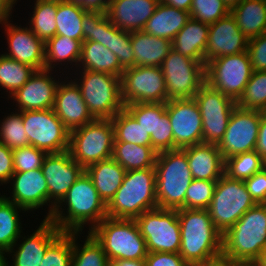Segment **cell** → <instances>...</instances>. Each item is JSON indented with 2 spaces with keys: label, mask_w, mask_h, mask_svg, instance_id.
I'll use <instances>...</instances> for the list:
<instances>
[{
  "label": "cell",
  "mask_w": 266,
  "mask_h": 266,
  "mask_svg": "<svg viewBox=\"0 0 266 266\" xmlns=\"http://www.w3.org/2000/svg\"><path fill=\"white\" fill-rule=\"evenodd\" d=\"M181 244L179 254L189 265L204 264L222 256V233L207 209L177 210Z\"/></svg>",
  "instance_id": "6da1fadb"
},
{
  "label": "cell",
  "mask_w": 266,
  "mask_h": 266,
  "mask_svg": "<svg viewBox=\"0 0 266 266\" xmlns=\"http://www.w3.org/2000/svg\"><path fill=\"white\" fill-rule=\"evenodd\" d=\"M67 205V215L56 206L49 218L62 232H82L90 221L91 229L107 217V204L99 196L91 178L84 171L60 201ZM60 209V210H59ZM87 222V223H86ZM83 225V226H82Z\"/></svg>",
  "instance_id": "7a4b0ae2"
},
{
  "label": "cell",
  "mask_w": 266,
  "mask_h": 266,
  "mask_svg": "<svg viewBox=\"0 0 266 266\" xmlns=\"http://www.w3.org/2000/svg\"><path fill=\"white\" fill-rule=\"evenodd\" d=\"M158 208L156 169L126 171L122 185L107 203V216L135 220L145 211Z\"/></svg>",
  "instance_id": "3957f363"
},
{
  "label": "cell",
  "mask_w": 266,
  "mask_h": 266,
  "mask_svg": "<svg viewBox=\"0 0 266 266\" xmlns=\"http://www.w3.org/2000/svg\"><path fill=\"white\" fill-rule=\"evenodd\" d=\"M266 250V204H255L224 234L222 256L233 261H256Z\"/></svg>",
  "instance_id": "277c9868"
},
{
  "label": "cell",
  "mask_w": 266,
  "mask_h": 266,
  "mask_svg": "<svg viewBox=\"0 0 266 266\" xmlns=\"http://www.w3.org/2000/svg\"><path fill=\"white\" fill-rule=\"evenodd\" d=\"M155 169L158 208H185L186 191L193 180L186 152L178 148L158 153Z\"/></svg>",
  "instance_id": "5b68a950"
},
{
  "label": "cell",
  "mask_w": 266,
  "mask_h": 266,
  "mask_svg": "<svg viewBox=\"0 0 266 266\" xmlns=\"http://www.w3.org/2000/svg\"><path fill=\"white\" fill-rule=\"evenodd\" d=\"M88 232L102 245L109 261L144 260L148 255L146 241L133 219L107 216Z\"/></svg>",
  "instance_id": "8992f818"
},
{
  "label": "cell",
  "mask_w": 266,
  "mask_h": 266,
  "mask_svg": "<svg viewBox=\"0 0 266 266\" xmlns=\"http://www.w3.org/2000/svg\"><path fill=\"white\" fill-rule=\"evenodd\" d=\"M114 127L111 119H94L70 131L71 157L84 169L89 165L112 158Z\"/></svg>",
  "instance_id": "52a82bcc"
},
{
  "label": "cell",
  "mask_w": 266,
  "mask_h": 266,
  "mask_svg": "<svg viewBox=\"0 0 266 266\" xmlns=\"http://www.w3.org/2000/svg\"><path fill=\"white\" fill-rule=\"evenodd\" d=\"M255 204L244 181L231 179L224 174L216 182L207 210L213 224L223 235Z\"/></svg>",
  "instance_id": "ba28073f"
},
{
  "label": "cell",
  "mask_w": 266,
  "mask_h": 266,
  "mask_svg": "<svg viewBox=\"0 0 266 266\" xmlns=\"http://www.w3.org/2000/svg\"><path fill=\"white\" fill-rule=\"evenodd\" d=\"M79 86L89 112L95 119H112L124 109L121 77L104 72L83 70Z\"/></svg>",
  "instance_id": "9c48e42d"
},
{
  "label": "cell",
  "mask_w": 266,
  "mask_h": 266,
  "mask_svg": "<svg viewBox=\"0 0 266 266\" xmlns=\"http://www.w3.org/2000/svg\"><path fill=\"white\" fill-rule=\"evenodd\" d=\"M252 73L247 51L215 58L205 65L206 83L236 102L243 95Z\"/></svg>",
  "instance_id": "30bf717a"
},
{
  "label": "cell",
  "mask_w": 266,
  "mask_h": 266,
  "mask_svg": "<svg viewBox=\"0 0 266 266\" xmlns=\"http://www.w3.org/2000/svg\"><path fill=\"white\" fill-rule=\"evenodd\" d=\"M205 65L172 49L160 66L167 99H192L206 83Z\"/></svg>",
  "instance_id": "8fae6325"
},
{
  "label": "cell",
  "mask_w": 266,
  "mask_h": 266,
  "mask_svg": "<svg viewBox=\"0 0 266 266\" xmlns=\"http://www.w3.org/2000/svg\"><path fill=\"white\" fill-rule=\"evenodd\" d=\"M135 221L148 253H179L181 232L177 210L155 208L145 211Z\"/></svg>",
  "instance_id": "7c38bea8"
},
{
  "label": "cell",
  "mask_w": 266,
  "mask_h": 266,
  "mask_svg": "<svg viewBox=\"0 0 266 266\" xmlns=\"http://www.w3.org/2000/svg\"><path fill=\"white\" fill-rule=\"evenodd\" d=\"M20 112L30 145L48 154L68 151L70 131L53 109Z\"/></svg>",
  "instance_id": "4fadbf2b"
},
{
  "label": "cell",
  "mask_w": 266,
  "mask_h": 266,
  "mask_svg": "<svg viewBox=\"0 0 266 266\" xmlns=\"http://www.w3.org/2000/svg\"><path fill=\"white\" fill-rule=\"evenodd\" d=\"M83 41H95L107 47L124 68L134 67L131 32L118 29L105 12L88 11L82 22Z\"/></svg>",
  "instance_id": "5bb4252c"
},
{
  "label": "cell",
  "mask_w": 266,
  "mask_h": 266,
  "mask_svg": "<svg viewBox=\"0 0 266 266\" xmlns=\"http://www.w3.org/2000/svg\"><path fill=\"white\" fill-rule=\"evenodd\" d=\"M121 98L125 105L132 103H166L165 78L160 67L134 66L123 71Z\"/></svg>",
  "instance_id": "9a60e30c"
},
{
  "label": "cell",
  "mask_w": 266,
  "mask_h": 266,
  "mask_svg": "<svg viewBox=\"0 0 266 266\" xmlns=\"http://www.w3.org/2000/svg\"><path fill=\"white\" fill-rule=\"evenodd\" d=\"M200 110L203 128V143L215 144L223 138L230 116L237 106L236 101L205 83L194 95Z\"/></svg>",
  "instance_id": "2e32d148"
},
{
  "label": "cell",
  "mask_w": 266,
  "mask_h": 266,
  "mask_svg": "<svg viewBox=\"0 0 266 266\" xmlns=\"http://www.w3.org/2000/svg\"><path fill=\"white\" fill-rule=\"evenodd\" d=\"M261 111L236 106L217 147L224 161L232 156L254 151L259 133Z\"/></svg>",
  "instance_id": "e0dca14e"
},
{
  "label": "cell",
  "mask_w": 266,
  "mask_h": 266,
  "mask_svg": "<svg viewBox=\"0 0 266 266\" xmlns=\"http://www.w3.org/2000/svg\"><path fill=\"white\" fill-rule=\"evenodd\" d=\"M41 169L48 188V201L50 203L52 202L50 200H54L45 218L49 219L54 208L61 206L59 205L60 201L85 169L71 157L69 151L47 154Z\"/></svg>",
  "instance_id": "ac0fdd59"
},
{
  "label": "cell",
  "mask_w": 266,
  "mask_h": 266,
  "mask_svg": "<svg viewBox=\"0 0 266 266\" xmlns=\"http://www.w3.org/2000/svg\"><path fill=\"white\" fill-rule=\"evenodd\" d=\"M165 106L172 126L174 149L203 143V122L194 98L168 100Z\"/></svg>",
  "instance_id": "d6986e66"
},
{
  "label": "cell",
  "mask_w": 266,
  "mask_h": 266,
  "mask_svg": "<svg viewBox=\"0 0 266 266\" xmlns=\"http://www.w3.org/2000/svg\"><path fill=\"white\" fill-rule=\"evenodd\" d=\"M248 41V38L239 29L235 18L229 13L209 25L204 64L215 58L247 51Z\"/></svg>",
  "instance_id": "ffe728a7"
},
{
  "label": "cell",
  "mask_w": 266,
  "mask_h": 266,
  "mask_svg": "<svg viewBox=\"0 0 266 266\" xmlns=\"http://www.w3.org/2000/svg\"><path fill=\"white\" fill-rule=\"evenodd\" d=\"M49 69L36 70L11 97L20 111L52 109L59 82L49 76Z\"/></svg>",
  "instance_id": "44dd1931"
},
{
  "label": "cell",
  "mask_w": 266,
  "mask_h": 266,
  "mask_svg": "<svg viewBox=\"0 0 266 266\" xmlns=\"http://www.w3.org/2000/svg\"><path fill=\"white\" fill-rule=\"evenodd\" d=\"M62 84L58 85L52 109L64 126L72 131L93 121L95 118L89 112L77 83Z\"/></svg>",
  "instance_id": "7402d4cb"
},
{
  "label": "cell",
  "mask_w": 266,
  "mask_h": 266,
  "mask_svg": "<svg viewBox=\"0 0 266 266\" xmlns=\"http://www.w3.org/2000/svg\"><path fill=\"white\" fill-rule=\"evenodd\" d=\"M6 24L10 53L3 54L20 63L27 64L35 70L45 69V42L38 38L31 28H21ZM11 25V26H10Z\"/></svg>",
  "instance_id": "603a6c76"
},
{
  "label": "cell",
  "mask_w": 266,
  "mask_h": 266,
  "mask_svg": "<svg viewBox=\"0 0 266 266\" xmlns=\"http://www.w3.org/2000/svg\"><path fill=\"white\" fill-rule=\"evenodd\" d=\"M159 3V0H110L106 15L118 29L140 31Z\"/></svg>",
  "instance_id": "cb8c5ba5"
},
{
  "label": "cell",
  "mask_w": 266,
  "mask_h": 266,
  "mask_svg": "<svg viewBox=\"0 0 266 266\" xmlns=\"http://www.w3.org/2000/svg\"><path fill=\"white\" fill-rule=\"evenodd\" d=\"M10 180H13L12 201L25 211L37 209L47 203L48 188L42 169L27 172H14Z\"/></svg>",
  "instance_id": "d4e9b609"
},
{
  "label": "cell",
  "mask_w": 266,
  "mask_h": 266,
  "mask_svg": "<svg viewBox=\"0 0 266 266\" xmlns=\"http://www.w3.org/2000/svg\"><path fill=\"white\" fill-rule=\"evenodd\" d=\"M62 233L49 219H44L35 232L22 242L14 252L11 266H40L47 247ZM4 266L8 265L4 257Z\"/></svg>",
  "instance_id": "484cf974"
},
{
  "label": "cell",
  "mask_w": 266,
  "mask_h": 266,
  "mask_svg": "<svg viewBox=\"0 0 266 266\" xmlns=\"http://www.w3.org/2000/svg\"><path fill=\"white\" fill-rule=\"evenodd\" d=\"M182 149L193 179L217 182L224 175L225 161L217 145L201 143Z\"/></svg>",
  "instance_id": "4316f807"
},
{
  "label": "cell",
  "mask_w": 266,
  "mask_h": 266,
  "mask_svg": "<svg viewBox=\"0 0 266 266\" xmlns=\"http://www.w3.org/2000/svg\"><path fill=\"white\" fill-rule=\"evenodd\" d=\"M134 66L160 67L172 50V41L152 36L143 30L131 32Z\"/></svg>",
  "instance_id": "83f0119b"
},
{
  "label": "cell",
  "mask_w": 266,
  "mask_h": 266,
  "mask_svg": "<svg viewBox=\"0 0 266 266\" xmlns=\"http://www.w3.org/2000/svg\"><path fill=\"white\" fill-rule=\"evenodd\" d=\"M208 34L209 24L190 18L174 37L172 49L204 64Z\"/></svg>",
  "instance_id": "f1b7e54d"
},
{
  "label": "cell",
  "mask_w": 266,
  "mask_h": 266,
  "mask_svg": "<svg viewBox=\"0 0 266 266\" xmlns=\"http://www.w3.org/2000/svg\"><path fill=\"white\" fill-rule=\"evenodd\" d=\"M99 196L107 204L121 187L126 170L113 158L93 163L85 168Z\"/></svg>",
  "instance_id": "f546056e"
},
{
  "label": "cell",
  "mask_w": 266,
  "mask_h": 266,
  "mask_svg": "<svg viewBox=\"0 0 266 266\" xmlns=\"http://www.w3.org/2000/svg\"><path fill=\"white\" fill-rule=\"evenodd\" d=\"M189 19V12L159 3L143 31L152 36L173 41Z\"/></svg>",
  "instance_id": "4dcf8cb0"
},
{
  "label": "cell",
  "mask_w": 266,
  "mask_h": 266,
  "mask_svg": "<svg viewBox=\"0 0 266 266\" xmlns=\"http://www.w3.org/2000/svg\"><path fill=\"white\" fill-rule=\"evenodd\" d=\"M230 13L248 40L266 32V0H243Z\"/></svg>",
  "instance_id": "1f68e13d"
},
{
  "label": "cell",
  "mask_w": 266,
  "mask_h": 266,
  "mask_svg": "<svg viewBox=\"0 0 266 266\" xmlns=\"http://www.w3.org/2000/svg\"><path fill=\"white\" fill-rule=\"evenodd\" d=\"M82 70L104 72L121 77L125 70L119 63L117 56L107 47L95 41H83L79 63Z\"/></svg>",
  "instance_id": "d6a6232c"
},
{
  "label": "cell",
  "mask_w": 266,
  "mask_h": 266,
  "mask_svg": "<svg viewBox=\"0 0 266 266\" xmlns=\"http://www.w3.org/2000/svg\"><path fill=\"white\" fill-rule=\"evenodd\" d=\"M157 154L151 145L113 142L112 158L126 171L155 168Z\"/></svg>",
  "instance_id": "836d02e7"
},
{
  "label": "cell",
  "mask_w": 266,
  "mask_h": 266,
  "mask_svg": "<svg viewBox=\"0 0 266 266\" xmlns=\"http://www.w3.org/2000/svg\"><path fill=\"white\" fill-rule=\"evenodd\" d=\"M88 12L81 5L67 0H57L56 35L66 36L83 42L82 22Z\"/></svg>",
  "instance_id": "e575fe53"
},
{
  "label": "cell",
  "mask_w": 266,
  "mask_h": 266,
  "mask_svg": "<svg viewBox=\"0 0 266 266\" xmlns=\"http://www.w3.org/2000/svg\"><path fill=\"white\" fill-rule=\"evenodd\" d=\"M22 209L12 201L6 199V197H0V252H14V245L16 244L20 233V219L18 210Z\"/></svg>",
  "instance_id": "d590c367"
},
{
  "label": "cell",
  "mask_w": 266,
  "mask_h": 266,
  "mask_svg": "<svg viewBox=\"0 0 266 266\" xmlns=\"http://www.w3.org/2000/svg\"><path fill=\"white\" fill-rule=\"evenodd\" d=\"M81 45L82 43L79 40L66 36L55 35L48 39L45 42V69L51 71L52 68H55L52 65L53 62L57 61L75 62V65H77L81 55Z\"/></svg>",
  "instance_id": "8d00e7d4"
},
{
  "label": "cell",
  "mask_w": 266,
  "mask_h": 266,
  "mask_svg": "<svg viewBox=\"0 0 266 266\" xmlns=\"http://www.w3.org/2000/svg\"><path fill=\"white\" fill-rule=\"evenodd\" d=\"M124 109L150 135L151 146L157 152L158 119L166 112L165 103H132L125 105Z\"/></svg>",
  "instance_id": "74e56055"
},
{
  "label": "cell",
  "mask_w": 266,
  "mask_h": 266,
  "mask_svg": "<svg viewBox=\"0 0 266 266\" xmlns=\"http://www.w3.org/2000/svg\"><path fill=\"white\" fill-rule=\"evenodd\" d=\"M111 121L114 127V142L151 145L150 135L125 109L119 111Z\"/></svg>",
  "instance_id": "f35d334b"
},
{
  "label": "cell",
  "mask_w": 266,
  "mask_h": 266,
  "mask_svg": "<svg viewBox=\"0 0 266 266\" xmlns=\"http://www.w3.org/2000/svg\"><path fill=\"white\" fill-rule=\"evenodd\" d=\"M57 0H36L31 31L44 42L56 35Z\"/></svg>",
  "instance_id": "ab89813d"
},
{
  "label": "cell",
  "mask_w": 266,
  "mask_h": 266,
  "mask_svg": "<svg viewBox=\"0 0 266 266\" xmlns=\"http://www.w3.org/2000/svg\"><path fill=\"white\" fill-rule=\"evenodd\" d=\"M36 70L5 55H0V86L13 95Z\"/></svg>",
  "instance_id": "60d3db41"
},
{
  "label": "cell",
  "mask_w": 266,
  "mask_h": 266,
  "mask_svg": "<svg viewBox=\"0 0 266 266\" xmlns=\"http://www.w3.org/2000/svg\"><path fill=\"white\" fill-rule=\"evenodd\" d=\"M264 167L266 162L254 150L226 159L224 174L231 179L245 181Z\"/></svg>",
  "instance_id": "b9f144b4"
},
{
  "label": "cell",
  "mask_w": 266,
  "mask_h": 266,
  "mask_svg": "<svg viewBox=\"0 0 266 266\" xmlns=\"http://www.w3.org/2000/svg\"><path fill=\"white\" fill-rule=\"evenodd\" d=\"M78 232H73L72 266H107L109 259L103 251L102 245L89 232L84 245H77Z\"/></svg>",
  "instance_id": "7bdbcfd3"
},
{
  "label": "cell",
  "mask_w": 266,
  "mask_h": 266,
  "mask_svg": "<svg viewBox=\"0 0 266 266\" xmlns=\"http://www.w3.org/2000/svg\"><path fill=\"white\" fill-rule=\"evenodd\" d=\"M236 104L243 109L266 111V71H253Z\"/></svg>",
  "instance_id": "ee69618b"
},
{
  "label": "cell",
  "mask_w": 266,
  "mask_h": 266,
  "mask_svg": "<svg viewBox=\"0 0 266 266\" xmlns=\"http://www.w3.org/2000/svg\"><path fill=\"white\" fill-rule=\"evenodd\" d=\"M73 232H62L46 249L40 266H72Z\"/></svg>",
  "instance_id": "f6af8a7d"
},
{
  "label": "cell",
  "mask_w": 266,
  "mask_h": 266,
  "mask_svg": "<svg viewBox=\"0 0 266 266\" xmlns=\"http://www.w3.org/2000/svg\"><path fill=\"white\" fill-rule=\"evenodd\" d=\"M0 142L12 150L30 145L21 112L13 113L3 119L0 124Z\"/></svg>",
  "instance_id": "bcb514c9"
},
{
  "label": "cell",
  "mask_w": 266,
  "mask_h": 266,
  "mask_svg": "<svg viewBox=\"0 0 266 266\" xmlns=\"http://www.w3.org/2000/svg\"><path fill=\"white\" fill-rule=\"evenodd\" d=\"M190 18L205 24H213L230 13L223 0H193Z\"/></svg>",
  "instance_id": "7dc6e473"
},
{
  "label": "cell",
  "mask_w": 266,
  "mask_h": 266,
  "mask_svg": "<svg viewBox=\"0 0 266 266\" xmlns=\"http://www.w3.org/2000/svg\"><path fill=\"white\" fill-rule=\"evenodd\" d=\"M216 181L193 179L185 195V208L208 209L213 198Z\"/></svg>",
  "instance_id": "c3c4849f"
},
{
  "label": "cell",
  "mask_w": 266,
  "mask_h": 266,
  "mask_svg": "<svg viewBox=\"0 0 266 266\" xmlns=\"http://www.w3.org/2000/svg\"><path fill=\"white\" fill-rule=\"evenodd\" d=\"M47 154L32 145L13 149L14 172L40 169Z\"/></svg>",
  "instance_id": "681fc988"
},
{
  "label": "cell",
  "mask_w": 266,
  "mask_h": 266,
  "mask_svg": "<svg viewBox=\"0 0 266 266\" xmlns=\"http://www.w3.org/2000/svg\"><path fill=\"white\" fill-rule=\"evenodd\" d=\"M247 52L253 71H266V33L249 39Z\"/></svg>",
  "instance_id": "f907efd6"
},
{
  "label": "cell",
  "mask_w": 266,
  "mask_h": 266,
  "mask_svg": "<svg viewBox=\"0 0 266 266\" xmlns=\"http://www.w3.org/2000/svg\"><path fill=\"white\" fill-rule=\"evenodd\" d=\"M174 150V136L168 113L165 112L158 119L157 127V153Z\"/></svg>",
  "instance_id": "816d5d0a"
},
{
  "label": "cell",
  "mask_w": 266,
  "mask_h": 266,
  "mask_svg": "<svg viewBox=\"0 0 266 266\" xmlns=\"http://www.w3.org/2000/svg\"><path fill=\"white\" fill-rule=\"evenodd\" d=\"M244 182L254 202L256 204H266V167Z\"/></svg>",
  "instance_id": "f5cc1de1"
},
{
  "label": "cell",
  "mask_w": 266,
  "mask_h": 266,
  "mask_svg": "<svg viewBox=\"0 0 266 266\" xmlns=\"http://www.w3.org/2000/svg\"><path fill=\"white\" fill-rule=\"evenodd\" d=\"M144 261L145 266H189L179 253L150 252Z\"/></svg>",
  "instance_id": "db71d44e"
},
{
  "label": "cell",
  "mask_w": 266,
  "mask_h": 266,
  "mask_svg": "<svg viewBox=\"0 0 266 266\" xmlns=\"http://www.w3.org/2000/svg\"><path fill=\"white\" fill-rule=\"evenodd\" d=\"M14 174L13 150L0 142V182L10 181Z\"/></svg>",
  "instance_id": "11a10c76"
},
{
  "label": "cell",
  "mask_w": 266,
  "mask_h": 266,
  "mask_svg": "<svg viewBox=\"0 0 266 266\" xmlns=\"http://www.w3.org/2000/svg\"><path fill=\"white\" fill-rule=\"evenodd\" d=\"M255 151L266 162V111H261V120L259 123V133Z\"/></svg>",
  "instance_id": "9f6ffc18"
},
{
  "label": "cell",
  "mask_w": 266,
  "mask_h": 266,
  "mask_svg": "<svg viewBox=\"0 0 266 266\" xmlns=\"http://www.w3.org/2000/svg\"><path fill=\"white\" fill-rule=\"evenodd\" d=\"M74 4L81 5L88 11L105 12L108 9L110 0H67Z\"/></svg>",
  "instance_id": "6f0895ef"
},
{
  "label": "cell",
  "mask_w": 266,
  "mask_h": 266,
  "mask_svg": "<svg viewBox=\"0 0 266 266\" xmlns=\"http://www.w3.org/2000/svg\"><path fill=\"white\" fill-rule=\"evenodd\" d=\"M17 0H0V23L7 21Z\"/></svg>",
  "instance_id": "680465c9"
},
{
  "label": "cell",
  "mask_w": 266,
  "mask_h": 266,
  "mask_svg": "<svg viewBox=\"0 0 266 266\" xmlns=\"http://www.w3.org/2000/svg\"><path fill=\"white\" fill-rule=\"evenodd\" d=\"M192 1L193 0H159L160 3L175 7L186 12H190Z\"/></svg>",
  "instance_id": "91938a15"
},
{
  "label": "cell",
  "mask_w": 266,
  "mask_h": 266,
  "mask_svg": "<svg viewBox=\"0 0 266 266\" xmlns=\"http://www.w3.org/2000/svg\"><path fill=\"white\" fill-rule=\"evenodd\" d=\"M201 266H234V261L223 256L200 264Z\"/></svg>",
  "instance_id": "94428289"
},
{
  "label": "cell",
  "mask_w": 266,
  "mask_h": 266,
  "mask_svg": "<svg viewBox=\"0 0 266 266\" xmlns=\"http://www.w3.org/2000/svg\"><path fill=\"white\" fill-rule=\"evenodd\" d=\"M107 266H145L144 260H114L109 261Z\"/></svg>",
  "instance_id": "6125c7cd"
},
{
  "label": "cell",
  "mask_w": 266,
  "mask_h": 266,
  "mask_svg": "<svg viewBox=\"0 0 266 266\" xmlns=\"http://www.w3.org/2000/svg\"><path fill=\"white\" fill-rule=\"evenodd\" d=\"M234 266H259L256 261H234Z\"/></svg>",
  "instance_id": "be15d7a7"
},
{
  "label": "cell",
  "mask_w": 266,
  "mask_h": 266,
  "mask_svg": "<svg viewBox=\"0 0 266 266\" xmlns=\"http://www.w3.org/2000/svg\"><path fill=\"white\" fill-rule=\"evenodd\" d=\"M243 0H223L224 4L231 10L238 4H240Z\"/></svg>",
  "instance_id": "e7e4bbea"
},
{
  "label": "cell",
  "mask_w": 266,
  "mask_h": 266,
  "mask_svg": "<svg viewBox=\"0 0 266 266\" xmlns=\"http://www.w3.org/2000/svg\"><path fill=\"white\" fill-rule=\"evenodd\" d=\"M256 262H257V264H258L259 266H266V250H264V251L260 254V256H259V258L256 260Z\"/></svg>",
  "instance_id": "03108f58"
},
{
  "label": "cell",
  "mask_w": 266,
  "mask_h": 266,
  "mask_svg": "<svg viewBox=\"0 0 266 266\" xmlns=\"http://www.w3.org/2000/svg\"><path fill=\"white\" fill-rule=\"evenodd\" d=\"M4 256L1 252H0V266H4Z\"/></svg>",
  "instance_id": "003e7915"
}]
</instances>
